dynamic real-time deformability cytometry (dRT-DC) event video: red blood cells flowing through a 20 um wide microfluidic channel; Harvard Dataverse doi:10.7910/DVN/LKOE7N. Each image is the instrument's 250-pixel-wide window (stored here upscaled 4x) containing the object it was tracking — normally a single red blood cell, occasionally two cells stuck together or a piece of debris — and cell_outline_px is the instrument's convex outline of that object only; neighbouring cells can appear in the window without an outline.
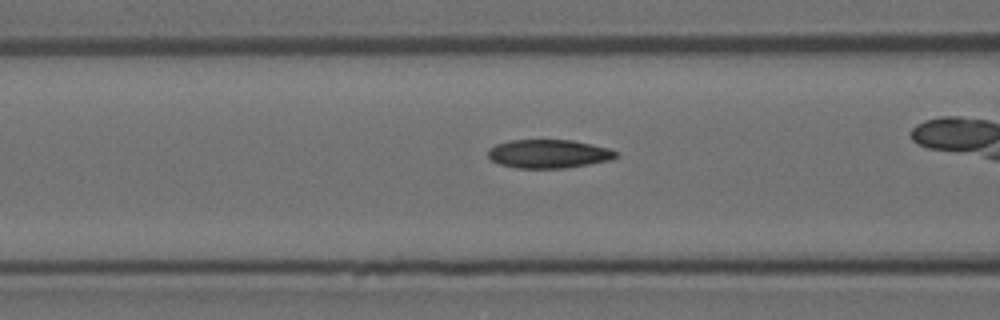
{"species": "Egyptian fruit bat (a non-hibernating species)", "species_latin": "Rousettus aegyptiacus", "temperature_condition": "room temperature", "stored_images_in_passage": 40, "camera_frame_rate_fps": 3000, "um_per_image_px": 0.085, "animal": {"sex": "female"}, "frame": {"image": 1, "passage_image": 18, "time_ms": 5.667, "image_size_px": [1000, 320], "cell_outline_px": [[616, 156], [612, 160], [564, 168], [516, 168], [500, 164], [492, 160], [488, 156], [488, 148], [496, 144], [508, 140], [572, 140], [592, 144], [608, 148], [616, 152]], "centroid_in_image_um": [46.6, 13.07], "position_along_channel_um": 120.0, "area_um2": 21.27}}
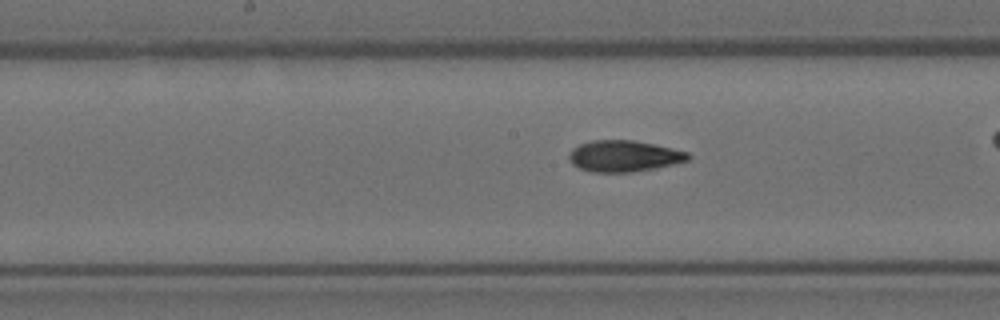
{"frame": {"image": 2, "passage_image": 24, "time_ms": 7.667, "image_size_px": [1000, 320], "cell_outline_px": [[692, 156], [688, 160], [672, 164], [632, 172], [592, 172], [580, 168], [572, 164], [568, 160], [568, 156], [572, 148], [580, 144], [592, 140], [632, 140], [672, 148], [688, 152]], "centroid_in_image_um": [53.0, 13.26], "position_along_channel_um": 195.2, "area_um2": 21.56}}
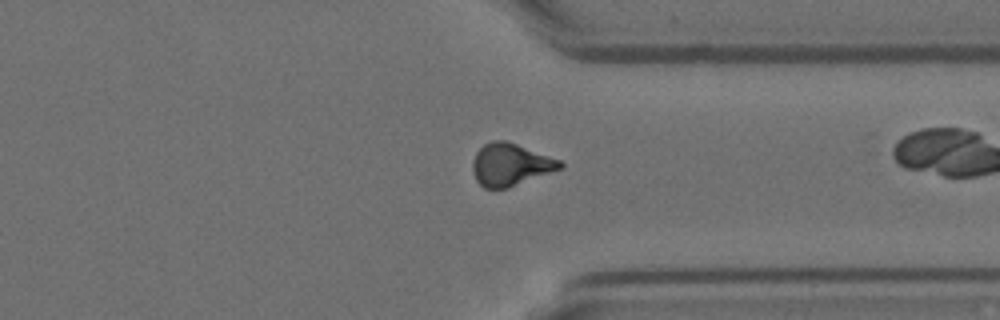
{"frame": {"image": 3, "passage_image": 38, "time_ms": 12.333, "image_size_px": [1000, 320], "cell_outline_px": [[564, 168], [508, 188], [484, 188], [476, 180], [472, 168], [472, 164], [476, 152], [484, 144], [492, 140], [504, 140], [516, 144], [560, 160], [564, 164]], "centroid_in_image_um": [43.39, 14.0], "position_along_channel_um": 368.0, "area_um2": 21.5}}